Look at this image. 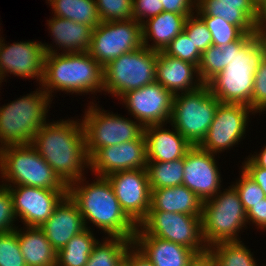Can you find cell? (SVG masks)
I'll return each instance as SVG.
<instances>
[{
	"instance_id": "6da1fadb",
	"label": "cell",
	"mask_w": 266,
	"mask_h": 266,
	"mask_svg": "<svg viewBox=\"0 0 266 266\" xmlns=\"http://www.w3.org/2000/svg\"><path fill=\"white\" fill-rule=\"evenodd\" d=\"M225 53L226 67L208 83L221 103L244 104L251 108L256 70L264 52L255 33H244L238 40L219 45Z\"/></svg>"
},
{
	"instance_id": "7a4b0ae2",
	"label": "cell",
	"mask_w": 266,
	"mask_h": 266,
	"mask_svg": "<svg viewBox=\"0 0 266 266\" xmlns=\"http://www.w3.org/2000/svg\"><path fill=\"white\" fill-rule=\"evenodd\" d=\"M31 145L67 186L83 180L81 169L85 164L89 166L90 159L82 123L73 120L45 123Z\"/></svg>"
},
{
	"instance_id": "3957f363",
	"label": "cell",
	"mask_w": 266,
	"mask_h": 266,
	"mask_svg": "<svg viewBox=\"0 0 266 266\" xmlns=\"http://www.w3.org/2000/svg\"><path fill=\"white\" fill-rule=\"evenodd\" d=\"M69 184L67 194L77 204L86 227L88 219L110 237L134 239L136 225L122 210L111 183L106 177L88 186ZM86 218V219H85Z\"/></svg>"
},
{
	"instance_id": "277c9868",
	"label": "cell",
	"mask_w": 266,
	"mask_h": 266,
	"mask_svg": "<svg viewBox=\"0 0 266 266\" xmlns=\"http://www.w3.org/2000/svg\"><path fill=\"white\" fill-rule=\"evenodd\" d=\"M44 50L42 86H45L44 91L49 96L54 89L73 93L103 90V67L89 52L57 54L51 46L45 44Z\"/></svg>"
},
{
	"instance_id": "5b68a950",
	"label": "cell",
	"mask_w": 266,
	"mask_h": 266,
	"mask_svg": "<svg viewBox=\"0 0 266 266\" xmlns=\"http://www.w3.org/2000/svg\"><path fill=\"white\" fill-rule=\"evenodd\" d=\"M48 102L50 96L40 90L0 108V148L31 144L46 123Z\"/></svg>"
},
{
	"instance_id": "8992f818",
	"label": "cell",
	"mask_w": 266,
	"mask_h": 266,
	"mask_svg": "<svg viewBox=\"0 0 266 266\" xmlns=\"http://www.w3.org/2000/svg\"><path fill=\"white\" fill-rule=\"evenodd\" d=\"M0 171L14 186L16 184L52 190L68 188L31 144L0 148Z\"/></svg>"
},
{
	"instance_id": "52a82bcc",
	"label": "cell",
	"mask_w": 266,
	"mask_h": 266,
	"mask_svg": "<svg viewBox=\"0 0 266 266\" xmlns=\"http://www.w3.org/2000/svg\"><path fill=\"white\" fill-rule=\"evenodd\" d=\"M220 103L207 84L194 91L181 93V96L176 94L173 98L171 125L192 146L200 145L208 133Z\"/></svg>"
},
{
	"instance_id": "ba28073f",
	"label": "cell",
	"mask_w": 266,
	"mask_h": 266,
	"mask_svg": "<svg viewBox=\"0 0 266 266\" xmlns=\"http://www.w3.org/2000/svg\"><path fill=\"white\" fill-rule=\"evenodd\" d=\"M203 201L202 236L210 248L221 242L239 241L237 232L247 222L246 211L235 187Z\"/></svg>"
},
{
	"instance_id": "9c48e42d",
	"label": "cell",
	"mask_w": 266,
	"mask_h": 266,
	"mask_svg": "<svg viewBox=\"0 0 266 266\" xmlns=\"http://www.w3.org/2000/svg\"><path fill=\"white\" fill-rule=\"evenodd\" d=\"M157 51L146 46L122 54L103 67V90L115 96L156 81Z\"/></svg>"
},
{
	"instance_id": "30bf717a",
	"label": "cell",
	"mask_w": 266,
	"mask_h": 266,
	"mask_svg": "<svg viewBox=\"0 0 266 266\" xmlns=\"http://www.w3.org/2000/svg\"><path fill=\"white\" fill-rule=\"evenodd\" d=\"M138 227L134 235H150L171 241L192 249L197 255L208 252V246L203 242L201 216L149 211Z\"/></svg>"
},
{
	"instance_id": "8fae6325",
	"label": "cell",
	"mask_w": 266,
	"mask_h": 266,
	"mask_svg": "<svg viewBox=\"0 0 266 266\" xmlns=\"http://www.w3.org/2000/svg\"><path fill=\"white\" fill-rule=\"evenodd\" d=\"M143 46L142 26L134 19L100 22L93 29L89 54L105 67L122 54Z\"/></svg>"
},
{
	"instance_id": "7c38bea8",
	"label": "cell",
	"mask_w": 266,
	"mask_h": 266,
	"mask_svg": "<svg viewBox=\"0 0 266 266\" xmlns=\"http://www.w3.org/2000/svg\"><path fill=\"white\" fill-rule=\"evenodd\" d=\"M82 120L89 158L100 148L136 140L144 131L141 124L89 106Z\"/></svg>"
},
{
	"instance_id": "4fadbf2b",
	"label": "cell",
	"mask_w": 266,
	"mask_h": 266,
	"mask_svg": "<svg viewBox=\"0 0 266 266\" xmlns=\"http://www.w3.org/2000/svg\"><path fill=\"white\" fill-rule=\"evenodd\" d=\"M122 210L137 225L147 216L151 188L146 169L118 171L106 176Z\"/></svg>"
},
{
	"instance_id": "5bb4252c",
	"label": "cell",
	"mask_w": 266,
	"mask_h": 266,
	"mask_svg": "<svg viewBox=\"0 0 266 266\" xmlns=\"http://www.w3.org/2000/svg\"><path fill=\"white\" fill-rule=\"evenodd\" d=\"M249 112L252 109L244 104L220 103L208 133L199 146L214 154L238 143L245 134Z\"/></svg>"
},
{
	"instance_id": "9a60e30c",
	"label": "cell",
	"mask_w": 266,
	"mask_h": 266,
	"mask_svg": "<svg viewBox=\"0 0 266 266\" xmlns=\"http://www.w3.org/2000/svg\"><path fill=\"white\" fill-rule=\"evenodd\" d=\"M121 98L143 127L164 124L171 118L174 95L156 81L128 91Z\"/></svg>"
},
{
	"instance_id": "2e32d148",
	"label": "cell",
	"mask_w": 266,
	"mask_h": 266,
	"mask_svg": "<svg viewBox=\"0 0 266 266\" xmlns=\"http://www.w3.org/2000/svg\"><path fill=\"white\" fill-rule=\"evenodd\" d=\"M8 187L13 197L16 217L27 227H39L52 215L55 207L67 195V190H52L25 185Z\"/></svg>"
},
{
	"instance_id": "e0dca14e",
	"label": "cell",
	"mask_w": 266,
	"mask_h": 266,
	"mask_svg": "<svg viewBox=\"0 0 266 266\" xmlns=\"http://www.w3.org/2000/svg\"><path fill=\"white\" fill-rule=\"evenodd\" d=\"M89 159V166L97 176L106 177L118 171L146 169L147 150L144 134L133 141L100 148Z\"/></svg>"
},
{
	"instance_id": "ac0fdd59",
	"label": "cell",
	"mask_w": 266,
	"mask_h": 266,
	"mask_svg": "<svg viewBox=\"0 0 266 266\" xmlns=\"http://www.w3.org/2000/svg\"><path fill=\"white\" fill-rule=\"evenodd\" d=\"M220 182L214 154L199 145L192 146L184 157L182 185L195 193L203 202L218 193Z\"/></svg>"
},
{
	"instance_id": "d6986e66",
	"label": "cell",
	"mask_w": 266,
	"mask_h": 266,
	"mask_svg": "<svg viewBox=\"0 0 266 266\" xmlns=\"http://www.w3.org/2000/svg\"><path fill=\"white\" fill-rule=\"evenodd\" d=\"M2 43L3 40L0 47V80L5 77V73L10 72L20 77H37L42 83L46 54L44 45L33 41L13 43L10 46Z\"/></svg>"
},
{
	"instance_id": "ffe728a7",
	"label": "cell",
	"mask_w": 266,
	"mask_h": 266,
	"mask_svg": "<svg viewBox=\"0 0 266 266\" xmlns=\"http://www.w3.org/2000/svg\"><path fill=\"white\" fill-rule=\"evenodd\" d=\"M40 229L58 252L71 238L86 229L77 204L67 194Z\"/></svg>"
},
{
	"instance_id": "44dd1931",
	"label": "cell",
	"mask_w": 266,
	"mask_h": 266,
	"mask_svg": "<svg viewBox=\"0 0 266 266\" xmlns=\"http://www.w3.org/2000/svg\"><path fill=\"white\" fill-rule=\"evenodd\" d=\"M197 13L223 18L243 33H255L257 6L252 0H196Z\"/></svg>"
},
{
	"instance_id": "7402d4cb",
	"label": "cell",
	"mask_w": 266,
	"mask_h": 266,
	"mask_svg": "<svg viewBox=\"0 0 266 266\" xmlns=\"http://www.w3.org/2000/svg\"><path fill=\"white\" fill-rule=\"evenodd\" d=\"M162 124L144 127L147 161L171 162L184 158L192 145L176 130L168 131Z\"/></svg>"
},
{
	"instance_id": "603a6c76",
	"label": "cell",
	"mask_w": 266,
	"mask_h": 266,
	"mask_svg": "<svg viewBox=\"0 0 266 266\" xmlns=\"http://www.w3.org/2000/svg\"><path fill=\"white\" fill-rule=\"evenodd\" d=\"M133 245L154 266H188L197 255L190 248L150 235H134Z\"/></svg>"
},
{
	"instance_id": "cb8c5ba5",
	"label": "cell",
	"mask_w": 266,
	"mask_h": 266,
	"mask_svg": "<svg viewBox=\"0 0 266 266\" xmlns=\"http://www.w3.org/2000/svg\"><path fill=\"white\" fill-rule=\"evenodd\" d=\"M193 72L198 73V67L190 62L168 56L163 51L157 52L156 82L170 91L173 95L190 92L203 85L201 80L193 85Z\"/></svg>"
},
{
	"instance_id": "d4e9b609",
	"label": "cell",
	"mask_w": 266,
	"mask_h": 266,
	"mask_svg": "<svg viewBox=\"0 0 266 266\" xmlns=\"http://www.w3.org/2000/svg\"><path fill=\"white\" fill-rule=\"evenodd\" d=\"M202 200L184 185L151 189L149 211H165L201 216Z\"/></svg>"
},
{
	"instance_id": "484cf974",
	"label": "cell",
	"mask_w": 266,
	"mask_h": 266,
	"mask_svg": "<svg viewBox=\"0 0 266 266\" xmlns=\"http://www.w3.org/2000/svg\"><path fill=\"white\" fill-rule=\"evenodd\" d=\"M191 14H177L174 12H165L143 22L142 38L143 46L153 51H164L169 43L184 29L186 18ZM148 36L153 39L155 45H148ZM151 36V37H150Z\"/></svg>"
},
{
	"instance_id": "4316f807",
	"label": "cell",
	"mask_w": 266,
	"mask_h": 266,
	"mask_svg": "<svg viewBox=\"0 0 266 266\" xmlns=\"http://www.w3.org/2000/svg\"><path fill=\"white\" fill-rule=\"evenodd\" d=\"M48 24L56 44L68 50L65 53L89 52L94 28L57 16Z\"/></svg>"
},
{
	"instance_id": "83f0119b",
	"label": "cell",
	"mask_w": 266,
	"mask_h": 266,
	"mask_svg": "<svg viewBox=\"0 0 266 266\" xmlns=\"http://www.w3.org/2000/svg\"><path fill=\"white\" fill-rule=\"evenodd\" d=\"M16 232L27 266H56L57 251L39 227H27L26 233L17 229Z\"/></svg>"
},
{
	"instance_id": "f1b7e54d",
	"label": "cell",
	"mask_w": 266,
	"mask_h": 266,
	"mask_svg": "<svg viewBox=\"0 0 266 266\" xmlns=\"http://www.w3.org/2000/svg\"><path fill=\"white\" fill-rule=\"evenodd\" d=\"M54 16L96 28L101 22L95 0H48Z\"/></svg>"
},
{
	"instance_id": "f546056e",
	"label": "cell",
	"mask_w": 266,
	"mask_h": 266,
	"mask_svg": "<svg viewBox=\"0 0 266 266\" xmlns=\"http://www.w3.org/2000/svg\"><path fill=\"white\" fill-rule=\"evenodd\" d=\"M97 241L85 266H122L133 239L111 237L102 244ZM130 245V247H129Z\"/></svg>"
},
{
	"instance_id": "4dcf8cb0",
	"label": "cell",
	"mask_w": 266,
	"mask_h": 266,
	"mask_svg": "<svg viewBox=\"0 0 266 266\" xmlns=\"http://www.w3.org/2000/svg\"><path fill=\"white\" fill-rule=\"evenodd\" d=\"M97 241L86 227L57 252L56 266H85Z\"/></svg>"
},
{
	"instance_id": "1f68e13d",
	"label": "cell",
	"mask_w": 266,
	"mask_h": 266,
	"mask_svg": "<svg viewBox=\"0 0 266 266\" xmlns=\"http://www.w3.org/2000/svg\"><path fill=\"white\" fill-rule=\"evenodd\" d=\"M146 171L151 189L180 186L184 177V158L171 162L147 161Z\"/></svg>"
},
{
	"instance_id": "d6a6232c",
	"label": "cell",
	"mask_w": 266,
	"mask_h": 266,
	"mask_svg": "<svg viewBox=\"0 0 266 266\" xmlns=\"http://www.w3.org/2000/svg\"><path fill=\"white\" fill-rule=\"evenodd\" d=\"M208 251L218 266H257L251 252L240 241L217 243Z\"/></svg>"
},
{
	"instance_id": "836d02e7",
	"label": "cell",
	"mask_w": 266,
	"mask_h": 266,
	"mask_svg": "<svg viewBox=\"0 0 266 266\" xmlns=\"http://www.w3.org/2000/svg\"><path fill=\"white\" fill-rule=\"evenodd\" d=\"M226 67L225 53L219 46L211 45L207 50L202 52L198 65V81L207 84L213 77L220 73Z\"/></svg>"
},
{
	"instance_id": "e575fe53",
	"label": "cell",
	"mask_w": 266,
	"mask_h": 266,
	"mask_svg": "<svg viewBox=\"0 0 266 266\" xmlns=\"http://www.w3.org/2000/svg\"><path fill=\"white\" fill-rule=\"evenodd\" d=\"M198 15L210 31L213 45H226L238 40L244 34L237 26L228 23L223 18L206 16L205 14Z\"/></svg>"
},
{
	"instance_id": "d590c367",
	"label": "cell",
	"mask_w": 266,
	"mask_h": 266,
	"mask_svg": "<svg viewBox=\"0 0 266 266\" xmlns=\"http://www.w3.org/2000/svg\"><path fill=\"white\" fill-rule=\"evenodd\" d=\"M101 22L133 19V0H95Z\"/></svg>"
},
{
	"instance_id": "8d00e7d4",
	"label": "cell",
	"mask_w": 266,
	"mask_h": 266,
	"mask_svg": "<svg viewBox=\"0 0 266 266\" xmlns=\"http://www.w3.org/2000/svg\"><path fill=\"white\" fill-rule=\"evenodd\" d=\"M168 56L179 58L183 61L190 62L198 67L201 52L195 47L188 35L182 31L179 33L163 51Z\"/></svg>"
},
{
	"instance_id": "74e56055",
	"label": "cell",
	"mask_w": 266,
	"mask_h": 266,
	"mask_svg": "<svg viewBox=\"0 0 266 266\" xmlns=\"http://www.w3.org/2000/svg\"><path fill=\"white\" fill-rule=\"evenodd\" d=\"M0 266H27L20 251L16 230L0 233Z\"/></svg>"
},
{
	"instance_id": "f35d334b",
	"label": "cell",
	"mask_w": 266,
	"mask_h": 266,
	"mask_svg": "<svg viewBox=\"0 0 266 266\" xmlns=\"http://www.w3.org/2000/svg\"><path fill=\"white\" fill-rule=\"evenodd\" d=\"M183 31L201 53L213 45L212 35L204 21L200 17L198 18V15L194 18L191 14L186 18Z\"/></svg>"
},
{
	"instance_id": "ab89813d",
	"label": "cell",
	"mask_w": 266,
	"mask_h": 266,
	"mask_svg": "<svg viewBox=\"0 0 266 266\" xmlns=\"http://www.w3.org/2000/svg\"><path fill=\"white\" fill-rule=\"evenodd\" d=\"M237 185H233L237 190L244 210L247 212L255 204L266 198L260 186L253 181L243 170L242 176Z\"/></svg>"
},
{
	"instance_id": "60d3db41",
	"label": "cell",
	"mask_w": 266,
	"mask_h": 266,
	"mask_svg": "<svg viewBox=\"0 0 266 266\" xmlns=\"http://www.w3.org/2000/svg\"><path fill=\"white\" fill-rule=\"evenodd\" d=\"M8 186L0 185V233L16 230L12 225L16 215L14 212L13 197Z\"/></svg>"
},
{
	"instance_id": "b9f144b4",
	"label": "cell",
	"mask_w": 266,
	"mask_h": 266,
	"mask_svg": "<svg viewBox=\"0 0 266 266\" xmlns=\"http://www.w3.org/2000/svg\"><path fill=\"white\" fill-rule=\"evenodd\" d=\"M251 109L255 112L266 109V59L261 62L255 73Z\"/></svg>"
},
{
	"instance_id": "7bdbcfd3",
	"label": "cell",
	"mask_w": 266,
	"mask_h": 266,
	"mask_svg": "<svg viewBox=\"0 0 266 266\" xmlns=\"http://www.w3.org/2000/svg\"><path fill=\"white\" fill-rule=\"evenodd\" d=\"M163 12V4L160 0H133V19L140 24L144 22L141 18L156 15Z\"/></svg>"
},
{
	"instance_id": "ee69618b",
	"label": "cell",
	"mask_w": 266,
	"mask_h": 266,
	"mask_svg": "<svg viewBox=\"0 0 266 266\" xmlns=\"http://www.w3.org/2000/svg\"><path fill=\"white\" fill-rule=\"evenodd\" d=\"M253 181H255L266 195V169L258 167L250 158L245 161L242 169Z\"/></svg>"
},
{
	"instance_id": "f6af8a7d",
	"label": "cell",
	"mask_w": 266,
	"mask_h": 266,
	"mask_svg": "<svg viewBox=\"0 0 266 266\" xmlns=\"http://www.w3.org/2000/svg\"><path fill=\"white\" fill-rule=\"evenodd\" d=\"M163 4V11L177 14H192V6L196 0H160Z\"/></svg>"
},
{
	"instance_id": "bcb514c9",
	"label": "cell",
	"mask_w": 266,
	"mask_h": 266,
	"mask_svg": "<svg viewBox=\"0 0 266 266\" xmlns=\"http://www.w3.org/2000/svg\"><path fill=\"white\" fill-rule=\"evenodd\" d=\"M247 221L252 220L260 228H266V198L246 212Z\"/></svg>"
},
{
	"instance_id": "7dc6e473",
	"label": "cell",
	"mask_w": 266,
	"mask_h": 266,
	"mask_svg": "<svg viewBox=\"0 0 266 266\" xmlns=\"http://www.w3.org/2000/svg\"><path fill=\"white\" fill-rule=\"evenodd\" d=\"M124 263L127 266H154L138 249L135 251L129 249Z\"/></svg>"
},
{
	"instance_id": "c3c4849f",
	"label": "cell",
	"mask_w": 266,
	"mask_h": 266,
	"mask_svg": "<svg viewBox=\"0 0 266 266\" xmlns=\"http://www.w3.org/2000/svg\"><path fill=\"white\" fill-rule=\"evenodd\" d=\"M188 266H218L215 258L208 251L207 253L196 255Z\"/></svg>"
},
{
	"instance_id": "681fc988",
	"label": "cell",
	"mask_w": 266,
	"mask_h": 266,
	"mask_svg": "<svg viewBox=\"0 0 266 266\" xmlns=\"http://www.w3.org/2000/svg\"><path fill=\"white\" fill-rule=\"evenodd\" d=\"M266 0H263L257 7V18L255 31H266Z\"/></svg>"
},
{
	"instance_id": "f907efd6",
	"label": "cell",
	"mask_w": 266,
	"mask_h": 266,
	"mask_svg": "<svg viewBox=\"0 0 266 266\" xmlns=\"http://www.w3.org/2000/svg\"><path fill=\"white\" fill-rule=\"evenodd\" d=\"M258 167L266 169V146L261 154L255 155L250 158Z\"/></svg>"
},
{
	"instance_id": "816d5d0a",
	"label": "cell",
	"mask_w": 266,
	"mask_h": 266,
	"mask_svg": "<svg viewBox=\"0 0 266 266\" xmlns=\"http://www.w3.org/2000/svg\"><path fill=\"white\" fill-rule=\"evenodd\" d=\"M255 35L257 36L261 47L264 52V59H266V31H255Z\"/></svg>"
},
{
	"instance_id": "f5cc1de1",
	"label": "cell",
	"mask_w": 266,
	"mask_h": 266,
	"mask_svg": "<svg viewBox=\"0 0 266 266\" xmlns=\"http://www.w3.org/2000/svg\"><path fill=\"white\" fill-rule=\"evenodd\" d=\"M254 2V4L258 7L259 4L263 1V0H252Z\"/></svg>"
}]
</instances>
